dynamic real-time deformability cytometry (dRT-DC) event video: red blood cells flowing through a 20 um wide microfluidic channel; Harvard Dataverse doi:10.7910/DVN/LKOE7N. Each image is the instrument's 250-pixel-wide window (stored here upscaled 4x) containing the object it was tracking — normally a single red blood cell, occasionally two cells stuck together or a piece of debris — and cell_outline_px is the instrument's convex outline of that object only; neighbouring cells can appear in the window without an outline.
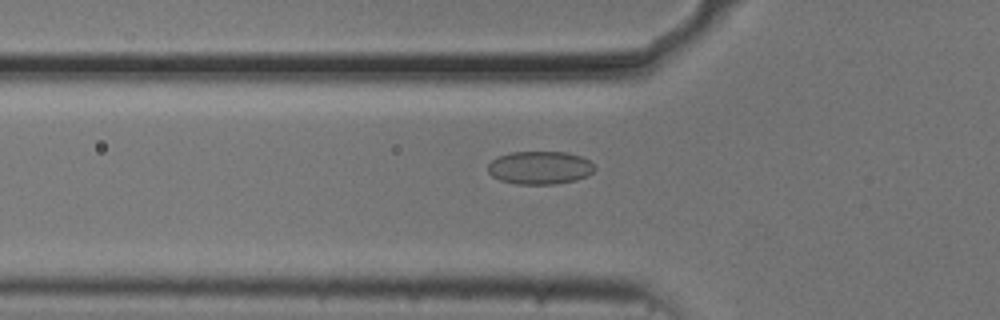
{"species": "common noctule bat (a hibernating species)", "species_latin": "Nyctalus noctula", "temperature_condition": "cold", "stored_images_in_passage": 39, "camera_frame_rate_fps": 3000, "um_per_image_px": 0.085, "animal": {"sex": "male", "body_mass_g": 20.5, "forearm_length_mm": 52.5}, "frame": {"image": 1, "passage_image": 6, "time_ms": 1.667, "image_size_px": [1000, 320], "cell_outline_px": [[596, 168], [588, 176], [576, 180], [556, 184], [516, 184], [500, 180], [492, 176], [488, 172], [488, 164], [496, 156], [512, 152], [564, 152], [580, 156], [588, 160]], "centroid_in_image_um": [45.87, 14.26], "position_along_channel_um": 79.9, "area_um2": 20.63}}
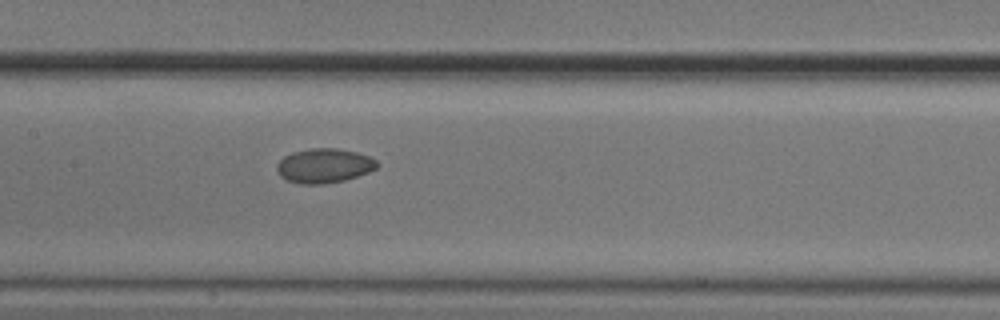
{"frame": {"image": 2, "passage_image": 14, "time_ms": 4.333, "image_size_px": [1000, 320], "cell_outline_px": [[380, 164], [376, 168], [368, 172], [344, 180], [320, 184], [304, 184], [288, 180], [280, 176], [276, 168], [276, 164], [284, 156], [292, 152], [312, 148], [336, 148], [356, 152], [368, 156], [376, 160]], "centroid_in_image_um": [27.54, 14.07], "position_along_channel_um": 179.9, "area_um2": 19.94}}
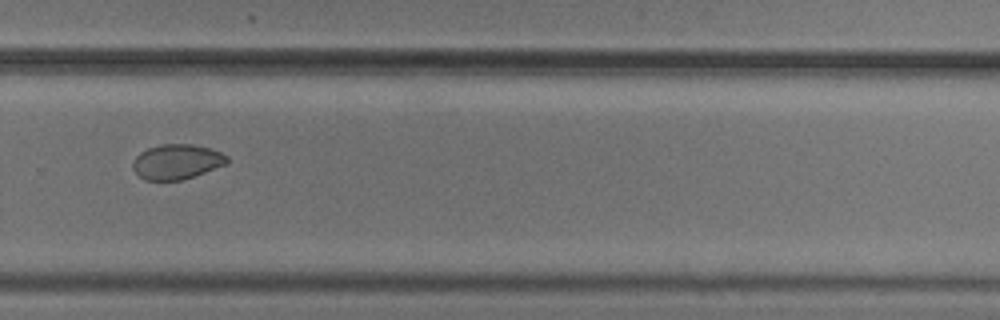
{"frame": {"image": 3, "passage_image": 25, "time_ms": 8.0, "image_size_px": [1000, 320], "cell_outline_px": [[228, 164], [180, 180], [144, 180], [132, 168], [132, 160], [140, 152], [148, 148], [160, 144], [192, 144], [212, 148], [228, 156]], "centroid_in_image_um": [15.02, 13.73], "position_along_channel_um": 314.8, "area_um2": 19.25}}